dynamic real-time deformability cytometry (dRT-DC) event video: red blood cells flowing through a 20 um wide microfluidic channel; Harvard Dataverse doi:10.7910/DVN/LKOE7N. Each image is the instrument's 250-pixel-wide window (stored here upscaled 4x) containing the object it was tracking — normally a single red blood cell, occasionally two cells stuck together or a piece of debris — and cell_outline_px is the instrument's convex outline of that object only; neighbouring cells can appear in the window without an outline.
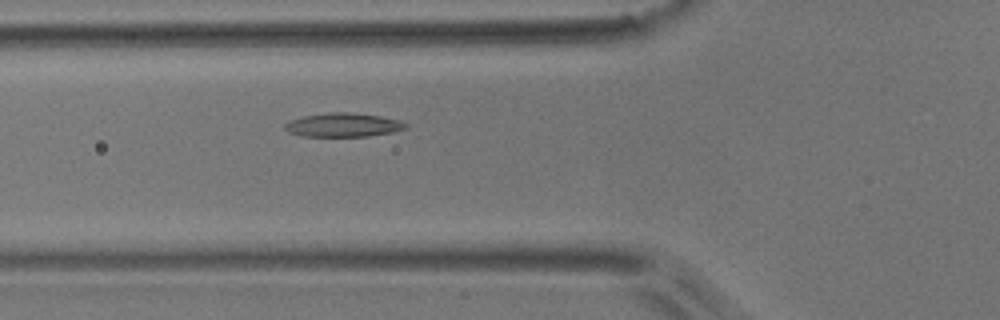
{"species": "common noctule bat (a hibernating species)", "species_latin": "Nyctalus noctula", "temperature_condition": "room temperature", "stored_images_in_passage": 5, "camera_frame_rate_fps": 3000, "um_per_image_px": 0.085, "animal": {"sex": "male", "body_mass_g": 17.9}, "frame": {"image": 1, "passage_image": 5, "time_ms": 4.333, "image_size_px": [1000, 320], "cell_outline_px": [[408, 128], [392, 132], [368, 136], [300, 136], [288, 132], [284, 128], [284, 124], [292, 120], [304, 116], [328, 112], [348, 112], [380, 116], [400, 120], [408, 124]], "centroid_in_image_um": [29.19, 10.62], "position_along_channel_um": 96.6, "area_um2": 16.76}}